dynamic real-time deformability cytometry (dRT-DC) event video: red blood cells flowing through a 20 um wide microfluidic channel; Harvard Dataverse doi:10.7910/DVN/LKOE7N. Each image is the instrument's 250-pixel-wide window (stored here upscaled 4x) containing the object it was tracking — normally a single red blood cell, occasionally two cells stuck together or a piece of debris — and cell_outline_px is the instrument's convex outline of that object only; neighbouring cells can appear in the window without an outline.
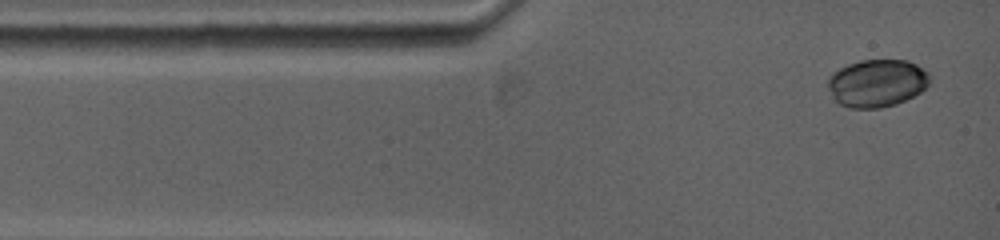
{"species": "common noctule bat (a hibernating species)", "species_latin": "Nyctalus noctula", "temperature_condition": "warm", "stored_images_in_passage": 34, "camera_frame_rate_fps": 5000, "um_per_image_px": 0.085, "animal": {"sex": "female", "body_mass_g": 19.0, "forearm_length_mm": 53.3}, "frame": {"image": 1, "passage_image": 1, "time_ms": 0.0, "image_size_px": [1000, 240], "cell_outline_px": [[928, 84], [920, 92], [896, 104], [880, 108], [848, 108], [840, 104], [836, 100], [828, 88], [828, 76], [832, 72], [848, 64], [860, 60], [908, 60], [916, 64], [928, 72]], "centroid_in_image_um": [74.51, 7.06], "position_along_channel_um": 10.5, "area_um2": 28.15}}
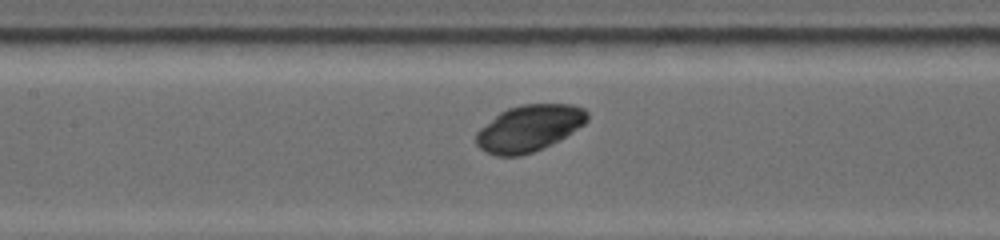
{"frame": {"image": 2, "passage_image": 17, "time_ms": 5.0, "image_size_px": [1000, 240], "cell_outline_px": [[588, 120], [584, 124], [572, 132], [532, 152], [520, 156], [496, 156], [484, 152], [476, 144], [476, 132], [480, 128], [500, 112], [508, 108], [520, 104], [572, 104], [584, 108], [588, 112]], "centroid_in_image_um": [44.95, 10.88], "position_along_channel_um": 162.5, "area_um2": 29.88}}
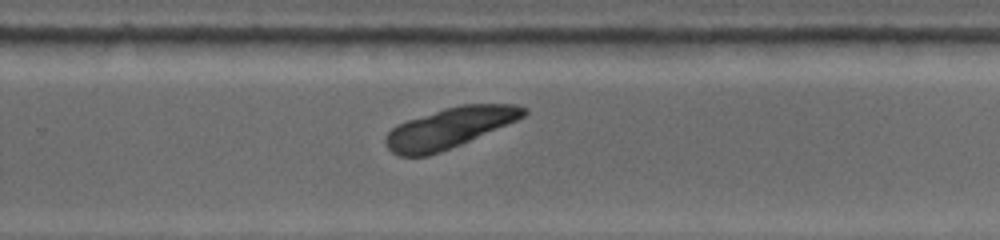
{"frame": {"image": 3, "passage_image": 34, "time_ms": 8.4, "image_size_px": [1000, 240], "cell_outline_px": [[528, 112], [524, 116], [516, 120], [460, 144], [440, 152], [428, 156], [396, 156], [388, 148], [384, 140], [384, 136], [396, 124], [444, 108], [460, 104], [516, 104], [528, 108]], "centroid_in_image_um": [38.17, 10.86], "position_along_channel_um": 291.6, "area_um2": 32.25}}